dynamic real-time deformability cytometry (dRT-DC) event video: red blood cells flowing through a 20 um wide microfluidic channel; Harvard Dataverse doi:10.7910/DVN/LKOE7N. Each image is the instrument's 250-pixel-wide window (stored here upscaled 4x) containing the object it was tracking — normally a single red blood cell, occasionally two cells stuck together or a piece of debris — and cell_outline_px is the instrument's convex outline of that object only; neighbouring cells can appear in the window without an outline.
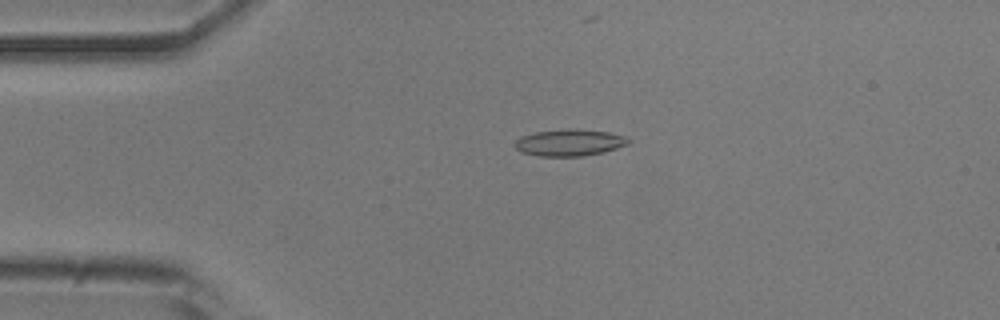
{"species": "common noctule bat (a hibernating species)", "species_latin": "Nyctalus noctula", "temperature_condition": "room temperature", "stored_images_in_passage": 42, "camera_frame_rate_fps": 3000, "um_per_image_px": 0.085, "animal": {"sex": "male", "body_mass_g": 20.5, "forearm_length_mm": 52.5}, "frame": {"image": 1, "passage_image": 11, "time_ms": 3.333, "image_size_px": [1000, 320], "cell_outline_px": [[632, 140], [628, 144], [604, 152], [584, 156], [540, 156], [520, 152], [516, 148], [516, 140], [520, 136], [536, 132], [568, 128], [572, 128], [608, 132], [624, 136]], "centroid_in_image_um": [48.41, 12.12], "position_along_channel_um": 36.6, "area_um2": 17.69}}
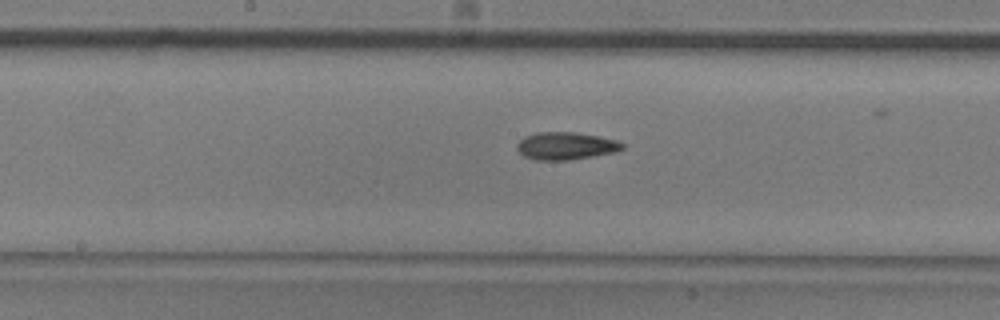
{"frame": {"image": 2, "passage_image": 26, "time_ms": 8.333, "image_size_px": [1000, 320], "cell_outline_px": [[624, 148], [616, 152], [568, 160], [536, 160], [524, 156], [516, 148], [516, 144], [524, 136], [536, 132], [576, 132], [600, 136], [616, 140], [624, 144]], "centroid_in_image_um": [48.09, 12.39], "position_along_channel_um": 200.1, "area_um2": 16.99}}
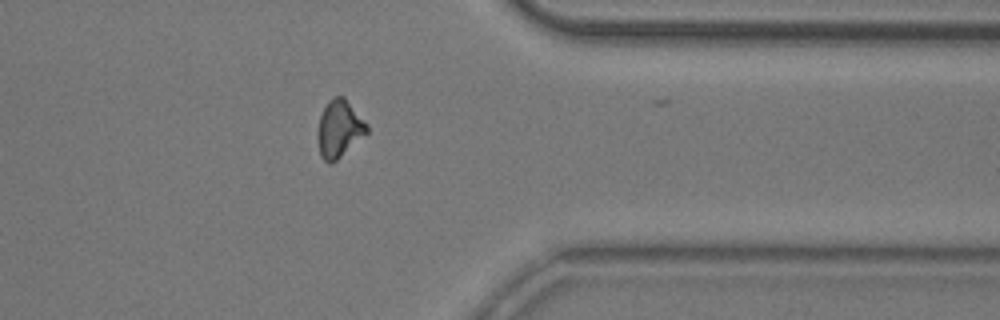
{"frame": {"image": 3, "passage_image": 41, "time_ms": 13.333, "image_size_px": [1000, 320], "cell_outline_px": [[368, 132], [332, 164], [328, 164], [320, 156], [320, 116], [328, 100], [332, 96], [344, 96], [368, 124]], "centroid_in_image_um": [28.88, 10.92], "position_along_channel_um": 382.5, "area_um2": 16.01}, "authors_computed_cell_mechanics": {"area_um2": 16.5886, "velocity_mm_per_s": 3.8782, "shape_relaxation_time_tau1_ms": 8.1143, "shape_relaxation_time_tau2_ms": 5.5977, "deformation_change_tau1": 0.1765, "deformation_change_tau2": 0.1429}}